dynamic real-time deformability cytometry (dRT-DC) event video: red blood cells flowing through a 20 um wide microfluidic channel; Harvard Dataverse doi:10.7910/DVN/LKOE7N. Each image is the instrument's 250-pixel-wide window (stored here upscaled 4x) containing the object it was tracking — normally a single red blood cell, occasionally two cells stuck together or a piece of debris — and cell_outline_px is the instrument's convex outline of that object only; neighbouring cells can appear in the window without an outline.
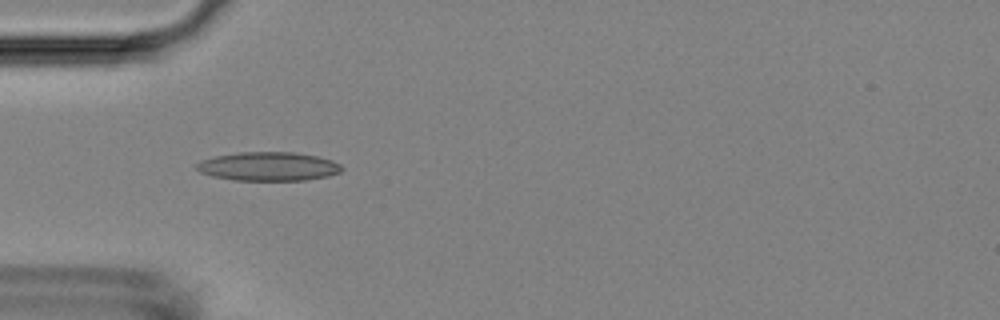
{"species": "Egyptian fruit bat (a non-hibernating species)", "species_latin": "Rousettus aegyptiacus", "temperature_condition": "room temperature", "stored_images_in_passage": 7, "camera_frame_rate_fps": 3000, "um_per_image_px": 0.085, "animal": {"sex": "female"}, "frame": {"image": 1, "passage_image": 1, "time_ms": 0.0, "image_size_px": [1000, 320], "cell_outline_px": [[344, 168], [340, 172], [328, 176], [308, 180], [232, 180], [212, 176], [200, 172], [196, 168], [196, 164], [200, 160], [216, 156], [240, 152], [296, 152], [316, 156], [332, 160], [340, 164]], "centroid_in_image_um": [22.82, 14.14], "position_along_channel_um": 62.2, "area_um2": 24.45}}
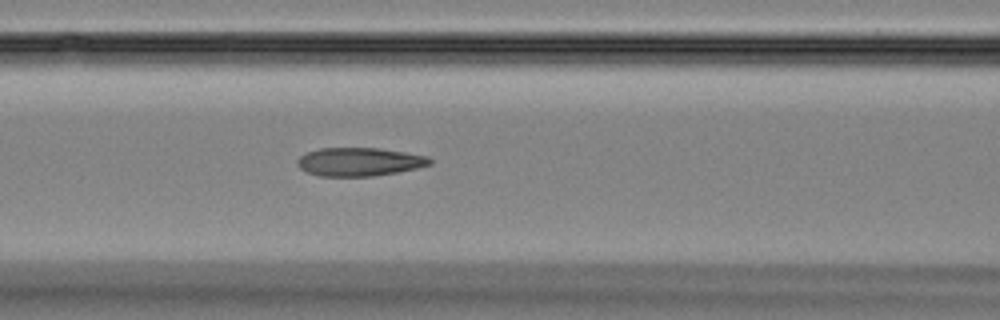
{"frame": {"image": 2, "passage_image": 7, "time_ms": 2.0, "image_size_px": [1000, 320], "cell_outline_px": [[432, 164], [416, 168], [396, 172], [372, 176], [320, 176], [308, 172], [300, 168], [296, 164], [296, 160], [300, 156], [308, 152], [320, 148], [376, 148], [404, 152], [428, 156], [432, 160]], "centroid_in_image_um": [30.53, 13.75], "position_along_channel_um": 136.1, "area_um2": 21.79}}